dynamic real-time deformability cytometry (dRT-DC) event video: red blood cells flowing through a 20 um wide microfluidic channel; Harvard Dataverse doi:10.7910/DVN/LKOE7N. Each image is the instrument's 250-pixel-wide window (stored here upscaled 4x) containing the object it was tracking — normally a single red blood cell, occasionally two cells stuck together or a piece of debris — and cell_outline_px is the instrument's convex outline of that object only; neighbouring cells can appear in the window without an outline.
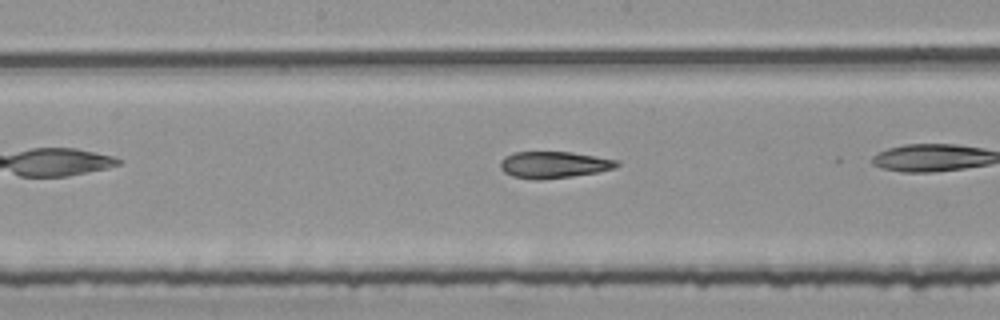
{"species": "common noctule bat (a hibernating species)", "species_latin": "Nyctalus noctula", "temperature_condition": "room temperature", "stored_images_in_passage": 21, "camera_frame_rate_fps": 3000, "um_per_image_px": 0.085, "animal": {"sex": "female", "body_mass_g": 25.1}, "frame": {"image": 1, "passage_image": 12, "time_ms": 3.667, "image_size_px": [1000, 320], "cell_outline_px": [[620, 164], [612, 168], [596, 172], [572, 176], [540, 180], [532, 180], [512, 176], [504, 172], [500, 168], [500, 160], [504, 156], [512, 152], [572, 152], [616, 160]], "centroid_in_image_um": [46.99, 14.0], "position_along_channel_um": 201.2, "area_um2": 18.03}}
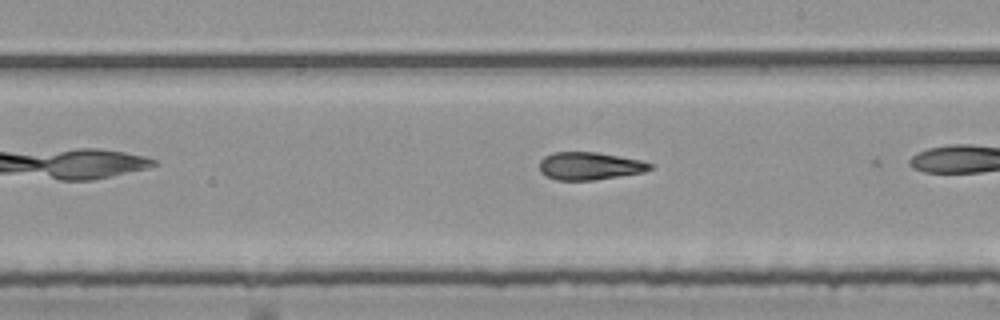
{"frame": {"image": 2, "passage_image": 15, "time_ms": 4.667, "image_size_px": [1000, 320], "cell_outline_px": [[652, 168], [644, 172], [592, 180], [556, 180], [544, 176], [540, 172], [540, 160], [544, 156], [552, 152], [596, 152], [640, 160], [652, 164]], "centroid_in_image_um": [50.07, 14.11], "position_along_channel_um": 238.9, "area_um2": 17.8}}